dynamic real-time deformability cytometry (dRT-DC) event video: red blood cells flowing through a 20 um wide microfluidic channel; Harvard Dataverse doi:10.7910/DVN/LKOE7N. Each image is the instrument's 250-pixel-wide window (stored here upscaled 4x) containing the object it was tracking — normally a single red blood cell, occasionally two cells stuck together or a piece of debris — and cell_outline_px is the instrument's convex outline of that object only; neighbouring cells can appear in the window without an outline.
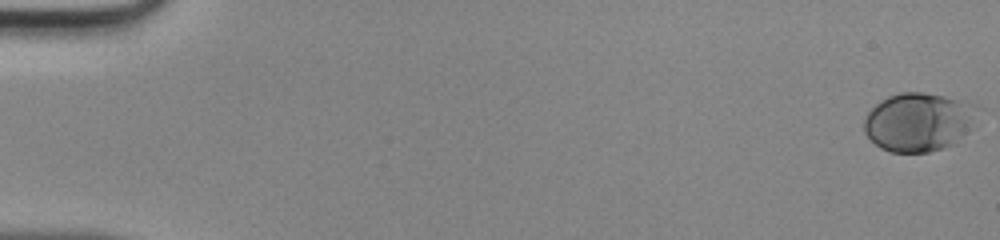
{"species": "human", "species_latin": "Homo sapiens", "temperature_condition": "room temperature", "stored_images_in_passage": 49, "camera_frame_rate_fps": 3000, "um_per_image_px": 0.085, "donor": {"sex": "male"}, "frame": {"image": 1, "passage_image": 1, "time_ms": 0.0, "image_size_px": [1000, 240], "cell_outline_px": [[976, 108], [968, 128], [956, 144], [944, 148], [928, 152], [888, 152], [880, 148], [864, 132], [864, 120], [868, 112], [880, 100], [888, 96], [900, 92], [924, 92], [944, 96], [976, 104]], "centroid_in_image_um": [78.02, 10.37], "position_along_channel_um": 7.0, "area_um2": 38.38}}
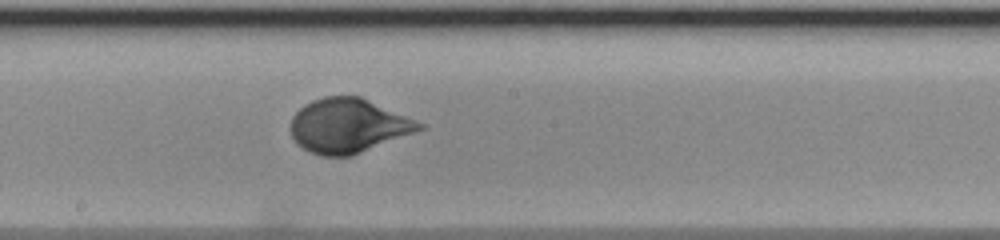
{"frame": {"image": 2, "passage_image": 28, "time_ms": 9.0, "image_size_px": [1000, 240], "cell_outline_px": [[428, 128], [352, 156], [324, 156], [308, 152], [292, 136], [292, 116], [304, 104], [312, 100], [324, 96], [360, 96], [424, 124]], "centroid_in_image_um": [29.63, 10.69], "position_along_channel_um": 218.6, "area_um2": 40.58}}
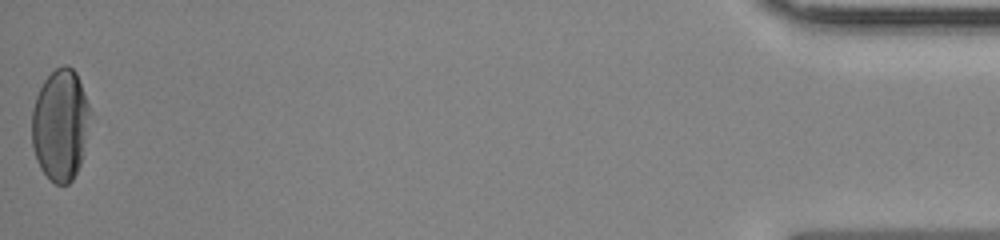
{"frame": {"image": 3, "passage_image": 49, "time_ms": 16.0, "image_size_px": [1000, 240], "cell_outline_px": [[88, 116], [80, 164], [72, 180], [68, 184], [56, 184], [40, 168], [36, 160], [32, 144], [32, 108], [36, 96], [44, 80], [56, 68], [64, 64], [68, 64], [76, 72], [88, 104]], "centroid_in_image_um": [5.08, 10.59], "position_along_channel_um": 430.1, "area_um2": 37.05}}